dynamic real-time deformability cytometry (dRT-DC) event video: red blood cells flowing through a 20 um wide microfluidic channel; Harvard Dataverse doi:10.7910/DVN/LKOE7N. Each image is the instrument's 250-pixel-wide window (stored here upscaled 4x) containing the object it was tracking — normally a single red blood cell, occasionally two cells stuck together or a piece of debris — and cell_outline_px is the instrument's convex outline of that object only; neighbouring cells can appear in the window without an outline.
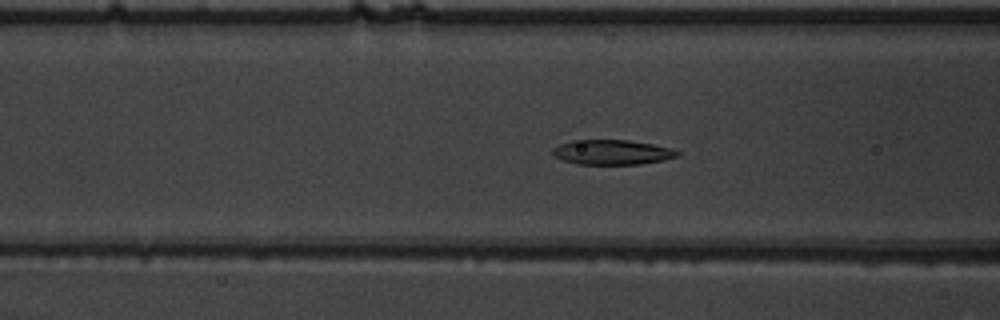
{"species": "common noctule bat (a hibernating species)", "species_latin": "Nyctalus noctula", "temperature_condition": "warm", "stored_images_in_passage": 48, "camera_frame_rate_fps": 3000, "um_per_image_px": 0.085, "animal": {"sex": "male", "body_mass_g": 19.5, "forearm_length_mm": 54.6}, "frame": {"image": 1, "passage_image": 21, "time_ms": 6.667, "image_size_px": [1000, 320], "cell_outline_px": [[680, 156], [664, 160], [640, 164], [576, 164], [560, 160], [552, 156], [552, 148], [560, 144], [572, 140], [628, 140], [652, 144], [672, 148], [680, 152]], "centroid_in_image_um": [52.01, 12.94], "position_along_channel_um": 114.6, "area_um2": 18.26}}
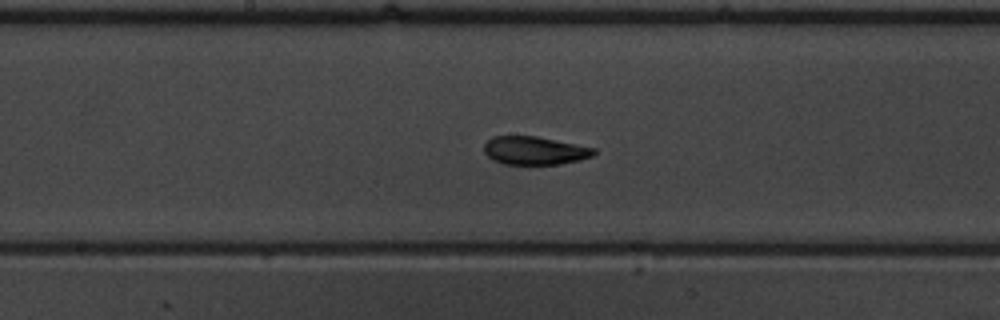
{"frame": {"image": 2, "passage_image": 28, "time_ms": 9.0, "image_size_px": [1000, 320], "cell_outline_px": [[596, 152], [592, 156], [580, 160], [560, 164], [504, 164], [492, 160], [484, 152], [484, 144], [492, 136], [536, 136], [596, 148]], "centroid_in_image_um": [45.44, 12.8], "position_along_channel_um": 202.8, "area_um2": 18.09}}
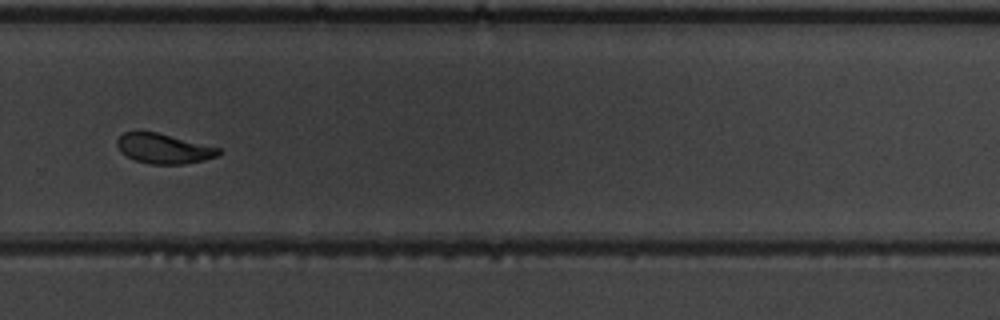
{"frame": {"image": 3, "passage_image": 37, "time_ms": 12.0, "image_size_px": [1000, 320], "cell_outline_px": [[224, 152], [216, 156], [204, 160], [184, 164], [152, 164], [136, 160], [120, 152], [116, 144], [116, 140], [124, 132], [156, 132], [220, 148]], "centroid_in_image_um": [13.92, 12.63], "position_along_channel_um": 315.9, "area_um2": 17.51}, "authors_computed_cell_mechanics": {"area_um2": 18.4671, "velocity_mm_per_s": 3.7877, "shape_relaxation_time_tau1_ms": 4.0569, "shape_relaxation_time_tau2_ms": 3.8704, "deformation_change_tau1": 0.1626, "deformation_change_tau2": 0.0489}}